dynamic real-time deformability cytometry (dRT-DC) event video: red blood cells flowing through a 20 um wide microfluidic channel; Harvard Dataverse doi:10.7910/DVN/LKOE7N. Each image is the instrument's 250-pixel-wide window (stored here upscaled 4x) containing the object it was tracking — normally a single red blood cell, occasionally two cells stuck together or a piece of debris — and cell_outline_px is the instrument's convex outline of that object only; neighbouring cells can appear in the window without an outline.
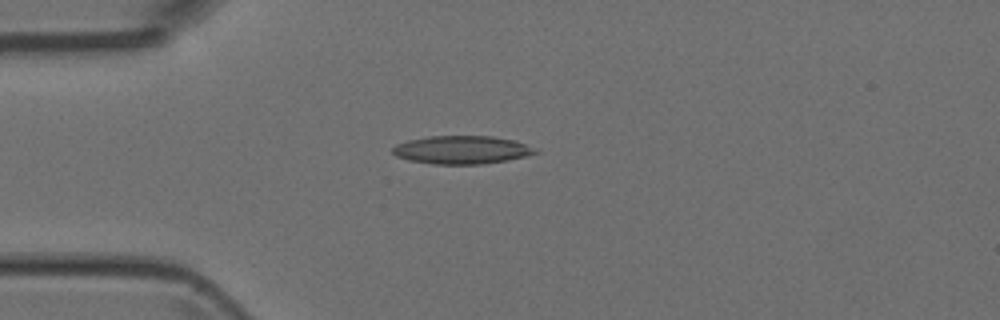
{"species": "Egyptian fruit bat (a non-hibernating species)", "species_latin": "Rousettus aegyptiacus", "temperature_condition": "room temperature", "stored_images_in_passage": 5, "camera_frame_rate_fps": 3000, "um_per_image_px": 0.085, "animal": {"sex": "female"}, "frame": {"image": 1, "passage_image": 4, "time_ms": 3.333, "image_size_px": [1000, 320], "cell_outline_px": [[540, 152], [528, 156], [508, 160], [480, 164], [432, 164], [408, 160], [396, 156], [392, 152], [392, 148], [396, 144], [408, 140], [428, 136], [492, 136], [516, 140]], "centroid_in_image_um": [39.23, 12.74], "position_along_channel_um": 45.8, "area_um2": 23.47}}